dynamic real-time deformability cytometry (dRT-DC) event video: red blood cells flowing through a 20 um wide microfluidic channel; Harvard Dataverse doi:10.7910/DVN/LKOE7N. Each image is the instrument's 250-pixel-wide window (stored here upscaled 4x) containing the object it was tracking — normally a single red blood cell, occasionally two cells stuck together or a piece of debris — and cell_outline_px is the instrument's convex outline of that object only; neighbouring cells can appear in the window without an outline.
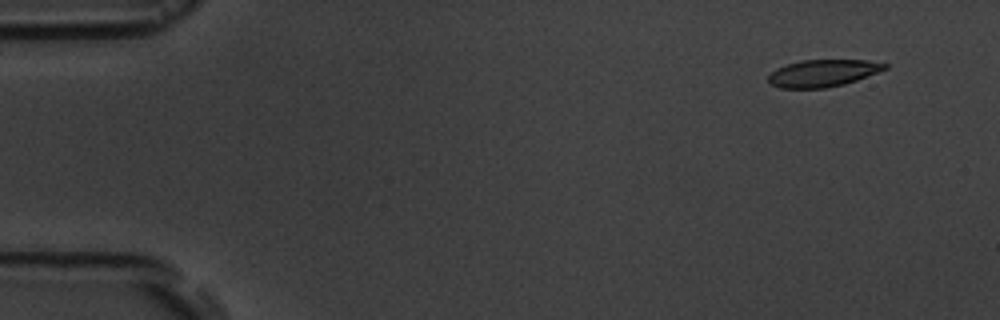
{"species": "common noctule bat (a hibernating species)", "species_latin": "Nyctalus noctula", "temperature_condition": "room temperature", "stored_images_in_passage": 7, "camera_frame_rate_fps": 3000, "um_per_image_px": 0.085, "animal": {"sex": "male", "body_mass_g": 19.5, "forearm_length_mm": 54.6}, "frame": {"image": 1, "passage_image": 1, "time_ms": 0.0, "image_size_px": [1000, 320], "cell_outline_px": [[888, 68], [856, 80], [844, 84], [824, 88], [780, 88], [768, 84], [768, 76], [776, 68], [800, 60], [868, 60], [888, 64]], "centroid_in_image_um": [69.92, 6.22], "position_along_channel_um": 15.1, "area_um2": 18.38}}
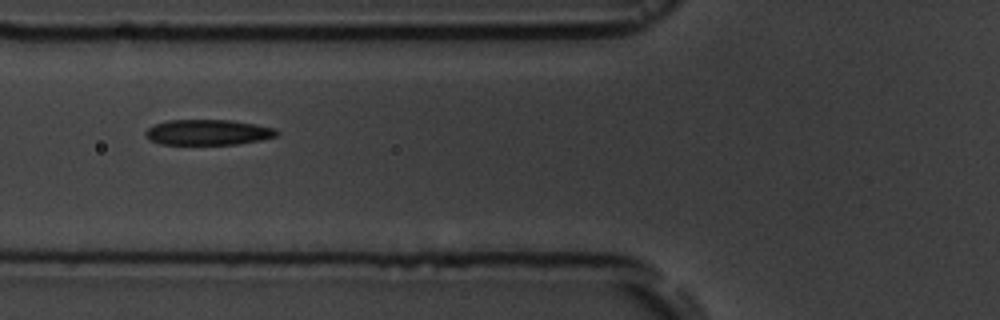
{"frame": {"image": 2, "passage_image": 5, "time_ms": 5.667, "image_size_px": [1000, 320], "cell_outline_px": [[280, 132], [276, 136], [260, 140], [236, 144], [160, 144], [148, 140], [144, 136], [144, 132], [148, 128], [156, 124], [168, 120], [232, 120], [256, 124], [276, 128]], "centroid_in_image_um": [17.67, 11.24], "position_along_channel_um": 108.1, "area_um2": 19.59}}
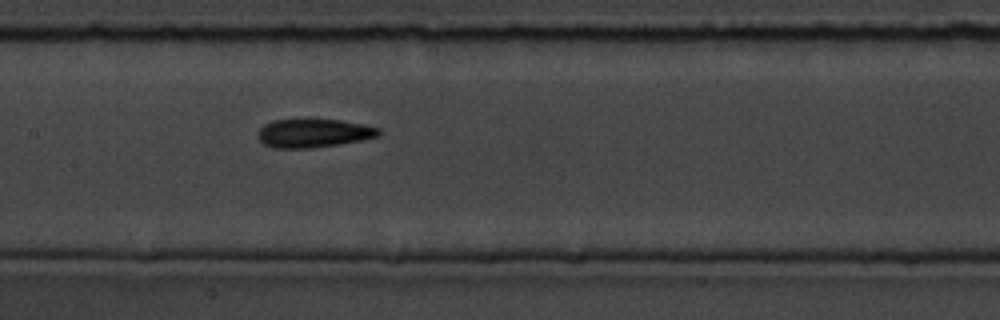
{"frame": {"image": 3, "passage_image": 7, "time_ms": 7.667, "image_size_px": [1000, 320], "cell_outline_px": [[380, 136], [340, 144], [312, 148], [272, 148], [264, 144], [256, 136], [256, 132], [264, 124], [272, 120], [340, 120], [364, 124], [380, 128]], "centroid_in_image_um": [26.63, 11.32], "position_along_channel_um": 180.8, "area_um2": 20.17}}